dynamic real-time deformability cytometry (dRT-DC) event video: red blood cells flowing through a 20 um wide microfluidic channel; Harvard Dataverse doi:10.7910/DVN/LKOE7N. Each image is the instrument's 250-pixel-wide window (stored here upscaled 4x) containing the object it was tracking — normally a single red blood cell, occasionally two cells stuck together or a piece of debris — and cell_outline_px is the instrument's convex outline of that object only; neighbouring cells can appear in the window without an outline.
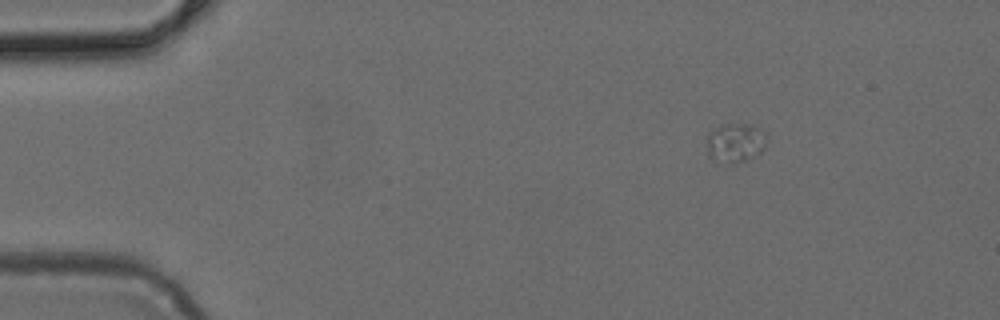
{"species": "common noctule bat (a hibernating species)", "species_latin": "Nyctalus noctula", "temperature_condition": "cold", "stored_images_in_passage": 3, "camera_frame_rate_fps": 3000, "um_per_image_px": 0.085, "animal": {"sex": "female", "body_mass_g": 24.6, "forearm_length_mm": 56.2}, "frame": {"image": 1, "passage_image": 1, "time_ms": 0.0, "image_size_px": [1000, 320], "cell_outline_px": [[768, 140], [764, 148], [756, 156], [736, 164], [732, 164], [712, 160], [708, 156], [708, 132], [724, 124], [748, 124], [760, 128], [768, 136]], "centroid_in_image_um": [62.54, 12.15], "position_along_channel_um": 22.5, "area_um2": 13.93}}